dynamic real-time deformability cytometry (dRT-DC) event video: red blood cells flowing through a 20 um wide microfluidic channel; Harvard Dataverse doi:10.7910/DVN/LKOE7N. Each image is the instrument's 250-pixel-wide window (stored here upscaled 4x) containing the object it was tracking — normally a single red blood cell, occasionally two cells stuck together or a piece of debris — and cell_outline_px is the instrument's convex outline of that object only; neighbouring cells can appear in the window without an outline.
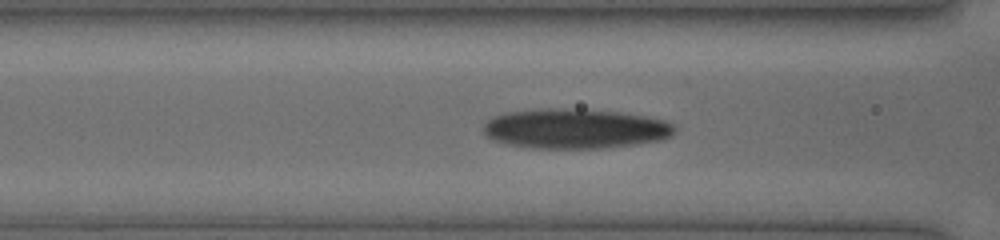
{"species": "human", "species_latin": "Homo sapiens", "temperature_condition": "cold", "stored_images_in_passage": 35, "camera_frame_rate_fps": 3000, "um_per_image_px": 0.085, "donor": {"sex": "female"}, "frame": {"image": 1, "passage_image": 9, "time_ms": 2.667, "image_size_px": [1000, 240], "cell_outline_px": [[676, 132], [672, 136], [664, 140], [636, 144], [604, 148], [532, 148], [508, 144], [492, 140], [484, 136], [484, 124], [488, 120], [504, 112], [548, 108], [560, 108], [620, 112], [644, 116], [664, 120], [676, 124]], "centroid_in_image_um": [48.92, 10.94], "position_along_channel_um": 117.7, "area_um2": 44.68}}
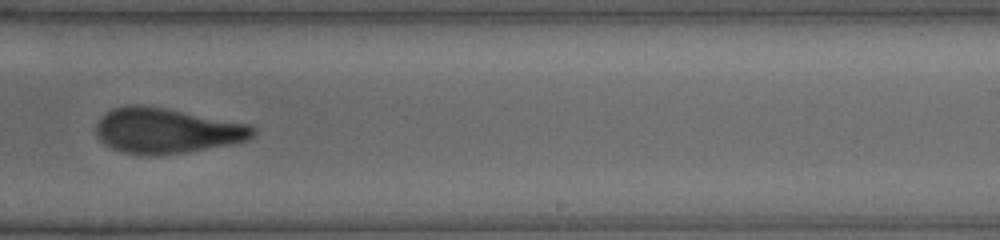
{"frame": {"image": 2, "passage_image": 20, "time_ms": 6.333, "image_size_px": [1000, 240], "cell_outline_px": [[256, 132], [248, 140], [232, 144], [160, 156], [144, 156], [120, 152], [104, 144], [96, 136], [96, 124], [112, 108], [124, 104], [140, 104], [164, 108], [252, 124], [256, 128]], "centroid_in_image_um": [14.16, 11.11], "position_along_channel_um": 274.8, "area_um2": 41.85}}
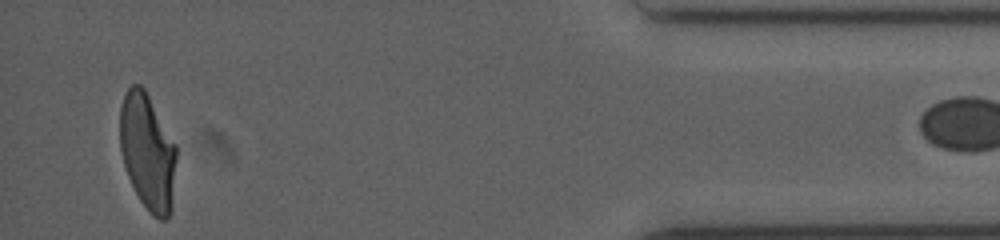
{"frame": {"image": 3, "passage_image": 34, "time_ms": 11.0, "image_size_px": [1000, 240], "cell_outline_px": [[176, 160], [172, 208], [168, 220], [160, 220], [152, 216], [148, 212], [140, 200], [128, 176], [124, 164], [120, 148], [120, 108], [124, 96], [128, 88], [132, 84], [140, 84], [144, 88], [176, 144]], "centroid_in_image_um": [12.56, 12.94], "position_along_channel_um": 422.6, "area_um2": 38.38}}